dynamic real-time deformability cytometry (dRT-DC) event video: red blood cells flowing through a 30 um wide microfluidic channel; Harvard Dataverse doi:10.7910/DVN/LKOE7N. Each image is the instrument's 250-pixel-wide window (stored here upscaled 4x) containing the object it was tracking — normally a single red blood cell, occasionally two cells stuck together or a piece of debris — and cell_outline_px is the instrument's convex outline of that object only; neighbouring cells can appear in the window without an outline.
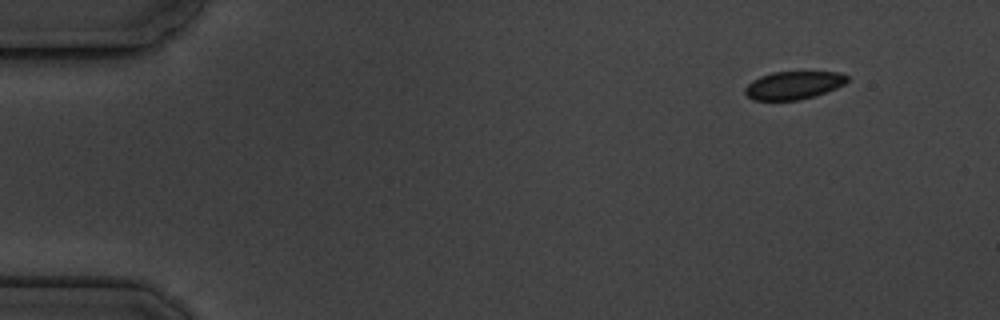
{"species": "common noctule bat (a hibernating species)", "species_latin": "Nyctalus noctula", "temperature_condition": "cold", "stored_images_in_passage": 4, "camera_frame_rate_fps": 3000, "um_per_image_px": 0.085, "animal": {"sex": "male", "body_mass_g": 19.5, "forearm_length_mm": 54.6}, "frame": {"image": 1, "passage_image": 1, "time_ms": 0.0, "image_size_px": [1000, 320], "cell_outline_px": [[848, 80], [844, 84], [836, 88], [800, 100], [752, 100], [744, 92], [744, 88], [752, 80], [760, 76], [772, 72], [840, 72], [848, 76]], "centroid_in_image_um": [67.42, 7.24], "position_along_channel_um": 17.6, "area_um2": 16.59}}
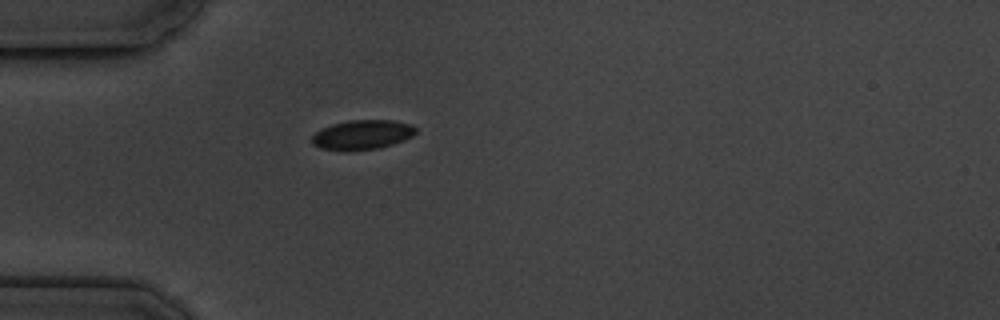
{"frame": {"image": 2, "passage_image": 4, "time_ms": 3.667, "image_size_px": [1000, 320], "cell_outline_px": [[416, 132], [412, 136], [404, 140], [392, 144], [376, 148], [320, 148], [312, 144], [312, 136], [316, 132], [332, 124], [348, 120], [392, 120], [412, 124], [416, 128]], "centroid_in_image_um": [30.84, 11.4], "position_along_channel_um": 54.2, "area_um2": 17.17}}